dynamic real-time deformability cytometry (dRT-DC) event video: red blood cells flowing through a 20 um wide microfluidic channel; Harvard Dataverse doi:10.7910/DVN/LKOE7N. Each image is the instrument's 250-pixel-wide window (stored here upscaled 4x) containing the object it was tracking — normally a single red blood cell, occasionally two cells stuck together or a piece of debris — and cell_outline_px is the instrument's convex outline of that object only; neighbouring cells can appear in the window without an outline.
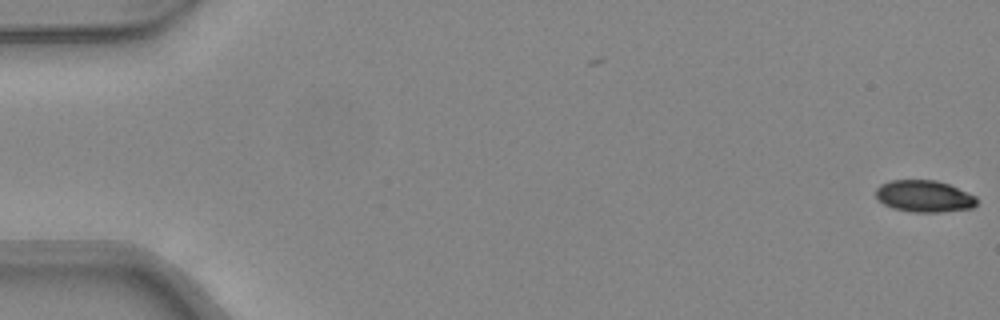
{"species": "common noctule bat (a hibernating species)", "species_latin": "Nyctalus noctula", "temperature_condition": "warm", "stored_images_in_passage": 2, "camera_frame_rate_fps": 3000, "um_per_image_px": 0.085, "animal": {"sex": "female", "body_mass_g": 24.6, "forearm_length_mm": 56.2}, "frame": {"image": 1, "passage_image": 2, "time_ms": 0.333, "image_size_px": [1000, 320], "cell_outline_px": [[976, 204], [972, 208], [940, 212], [912, 212], [892, 208], [884, 204], [876, 196], [876, 188], [880, 184], [892, 180], [936, 180], [948, 184], [976, 196]], "centroid_in_image_um": [78.54, 16.68], "position_along_channel_um": 6.5, "area_um2": 18.61}}